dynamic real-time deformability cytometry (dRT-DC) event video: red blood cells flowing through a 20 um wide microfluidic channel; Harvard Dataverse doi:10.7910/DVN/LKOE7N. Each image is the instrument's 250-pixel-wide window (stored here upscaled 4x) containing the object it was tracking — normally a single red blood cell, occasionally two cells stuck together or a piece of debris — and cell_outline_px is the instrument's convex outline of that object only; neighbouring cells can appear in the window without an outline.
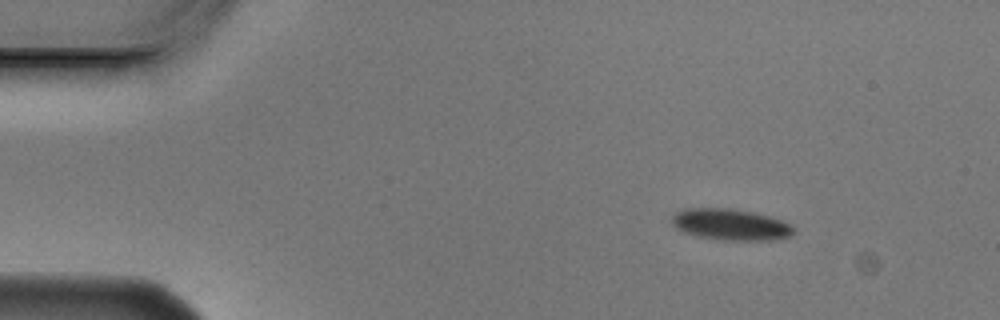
{"species": "Egyptian fruit bat (a non-hibernating species)", "species_latin": "Rousettus aegyptiacus", "temperature_condition": "cold", "stored_images_in_passage": 3, "camera_frame_rate_fps": 3000, "um_per_image_px": 0.085, "animal": {"sex": "male"}, "frame": {"image": 1, "passage_image": 1, "time_ms": 0.0, "image_size_px": [1000, 320], "cell_outline_px": [[796, 232], [788, 236], [768, 240], [724, 240], [696, 236], [684, 232], [676, 228], [672, 224], [672, 216], [676, 212], [684, 208], [728, 208], [752, 212], [768, 216], [780, 220], [796, 228]], "centroid_in_image_um": [62.06, 19.08], "position_along_channel_um": 22.9, "area_um2": 22.08}}